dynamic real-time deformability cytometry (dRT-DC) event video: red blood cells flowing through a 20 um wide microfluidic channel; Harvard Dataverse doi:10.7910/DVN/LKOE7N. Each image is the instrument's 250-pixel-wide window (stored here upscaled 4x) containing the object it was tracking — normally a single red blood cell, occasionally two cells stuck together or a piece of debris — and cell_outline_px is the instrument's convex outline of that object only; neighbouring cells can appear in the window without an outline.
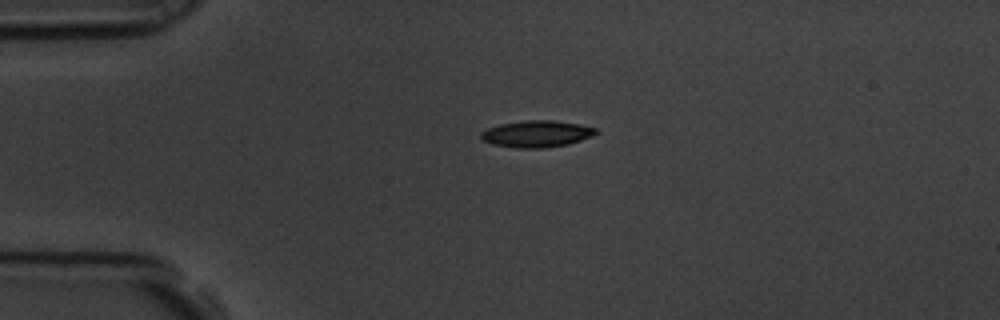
{"species": "common noctule bat (a hibernating species)", "species_latin": "Nyctalus noctula", "temperature_condition": "room temperature", "stored_images_in_passage": 4, "camera_frame_rate_fps": 3000, "um_per_image_px": 0.085, "animal": {"sex": "male", "body_mass_g": 19.5, "forearm_length_mm": 54.6}, "frame": {"image": 1, "passage_image": 3, "time_ms": 0.667, "image_size_px": [1000, 320], "cell_outline_px": [[600, 132], [592, 136], [568, 144], [544, 148], [516, 148], [492, 144], [484, 140], [480, 136], [480, 132], [488, 128], [500, 124], [524, 120], [552, 120], [580, 124], [596, 128]], "centroid_in_image_um": [45.63, 11.37], "position_along_channel_um": 39.4, "area_um2": 17.92}}